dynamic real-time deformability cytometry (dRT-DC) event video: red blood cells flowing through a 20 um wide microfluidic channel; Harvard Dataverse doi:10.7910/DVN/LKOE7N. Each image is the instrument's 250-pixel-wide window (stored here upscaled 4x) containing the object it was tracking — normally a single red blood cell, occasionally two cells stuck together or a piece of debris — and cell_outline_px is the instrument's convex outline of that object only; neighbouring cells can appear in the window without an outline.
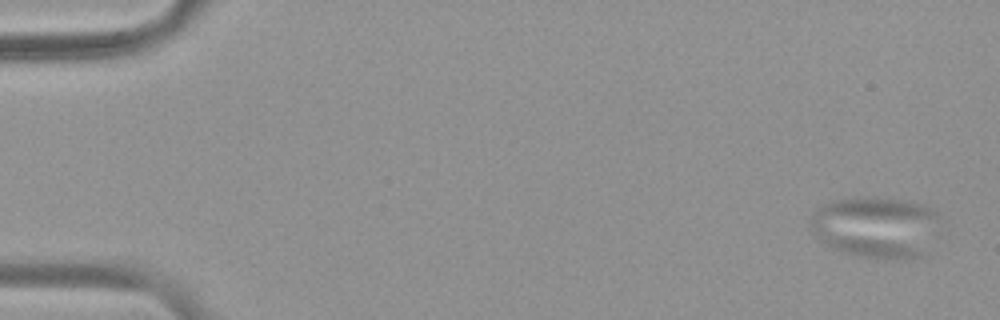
{"species": "common noctule bat (a hibernating species)", "species_latin": "Nyctalus noctula", "temperature_condition": "warm", "stored_images_in_passage": 56, "camera_frame_rate_fps": 3000, "um_per_image_px": 0.085, "animal": {"sex": "female", "body_mass_g": 19.9}, "frame": {"image": 1, "passage_image": 3, "time_ms": 0.667, "image_size_px": [1000, 320], "cell_outline_px": [[936, 216], [920, 252], [916, 256], [900, 260], [860, 256], [844, 252], [832, 248], [816, 236], [808, 224], [808, 220], [820, 208], [836, 200], [904, 200], [924, 204], [936, 212]], "centroid_in_image_um": [74.31, 19.32], "position_along_channel_um": 10.7, "area_um2": 43.47}}
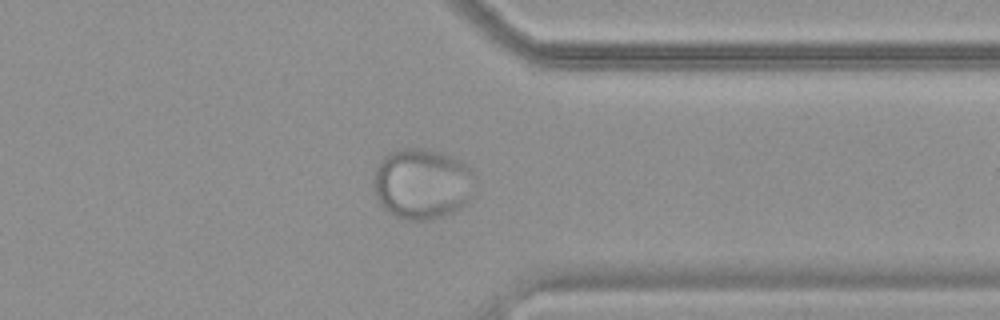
{"frame": {"image": 2, "passage_image": 45, "time_ms": 14.667, "image_size_px": [1000, 320], "cell_outline_px": [[472, 172], [468, 200], [460, 208], [444, 216], [428, 220], [400, 220], [388, 212], [380, 204], [376, 196], [372, 184], [372, 176], [380, 160], [384, 156], [400, 148], [420, 148], [440, 152], [452, 156], [460, 160], [472, 168]], "centroid_in_image_um": [35.8, 15.62], "position_along_channel_um": 375.6, "area_um2": 41.79}}